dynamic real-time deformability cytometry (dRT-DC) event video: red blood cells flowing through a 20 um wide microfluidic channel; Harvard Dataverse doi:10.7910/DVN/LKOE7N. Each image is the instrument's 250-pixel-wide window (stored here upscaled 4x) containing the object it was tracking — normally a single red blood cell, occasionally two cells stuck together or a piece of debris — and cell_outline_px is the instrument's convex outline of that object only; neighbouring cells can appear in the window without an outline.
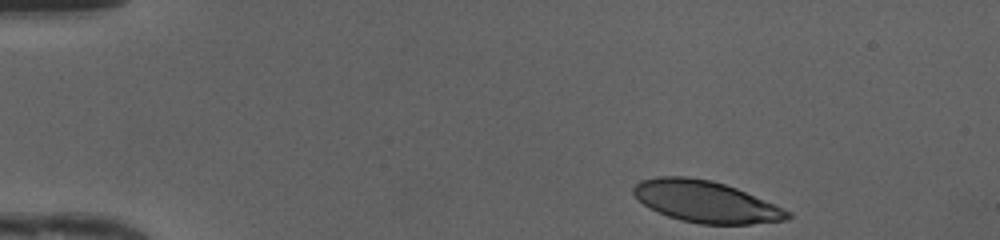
{"species": "human", "species_latin": "Homo sapiens", "temperature_condition": "cold", "stored_images_in_passage": 43, "camera_frame_rate_fps": 3000, "um_per_image_px": 0.085, "donor": {"sex": "female"}, "frame": {"image": 1, "passage_image": 1, "time_ms": 0.0, "image_size_px": [1000, 240], "cell_outline_px": [[792, 216], [788, 220], [752, 224], [700, 224], [680, 220], [668, 216], [644, 204], [632, 192], [632, 188], [640, 180], [656, 176], [684, 176], [712, 180], [736, 188], [776, 204], [792, 212]], "centroid_in_image_um": [60.03, 17.14], "position_along_channel_um": 25.0, "area_um2": 37.34}}
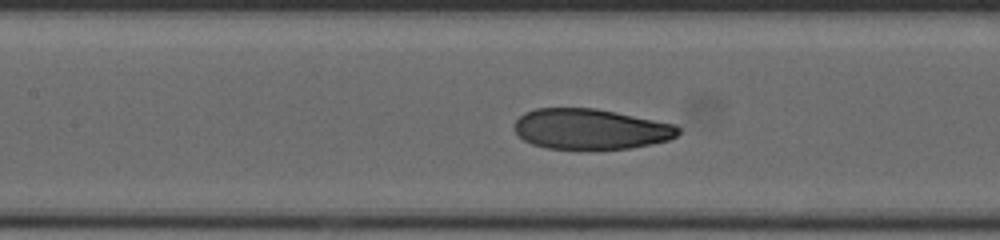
{"frame": {"image": 2, "passage_image": 17, "time_ms": 5.333, "image_size_px": [1000, 240], "cell_outline_px": [[680, 132], [676, 136], [668, 140], [652, 144], [628, 148], [548, 148], [532, 144], [524, 140], [512, 128], [516, 120], [524, 112], [536, 108], [596, 108], [676, 124], [680, 128]], "centroid_in_image_um": [50.2, 10.95], "position_along_channel_um": 157.2, "area_um2": 38.49}}
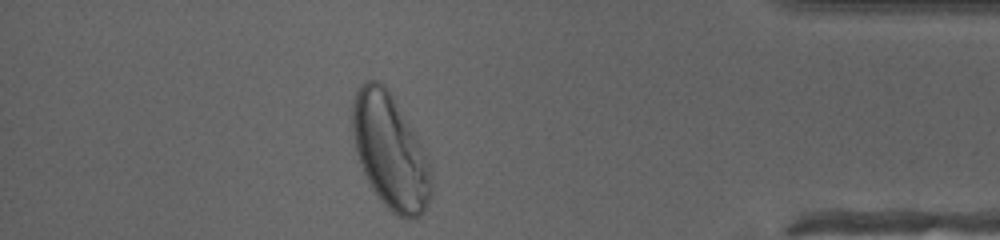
{"frame": {"image": 3, "passage_image": 37, "time_ms": 12.0, "image_size_px": [1000, 240], "cell_outline_px": [[432, 192], [424, 212], [420, 216], [408, 220], [404, 220], [392, 212], [384, 204], [372, 188], [360, 164], [356, 152], [352, 128], [352, 108], [356, 88], [364, 80], [380, 80], [384, 84], [392, 96], [412, 128], [428, 160], [432, 176]], "centroid_in_image_um": [33.16, 12.88], "position_along_channel_um": 402.0, "area_um2": 52.54}, "authors_computed_cell_mechanics": {"area_um2": 40.3444, "velocity_mm_per_s": 4.1866, "shape_relaxation_time_tau1_ms": 3.3109, "shape_relaxation_time_tau2_ms": 0.9558, "deformation_change_tau1": 0.1722, "deformation_change_tau2": 0.0611}}